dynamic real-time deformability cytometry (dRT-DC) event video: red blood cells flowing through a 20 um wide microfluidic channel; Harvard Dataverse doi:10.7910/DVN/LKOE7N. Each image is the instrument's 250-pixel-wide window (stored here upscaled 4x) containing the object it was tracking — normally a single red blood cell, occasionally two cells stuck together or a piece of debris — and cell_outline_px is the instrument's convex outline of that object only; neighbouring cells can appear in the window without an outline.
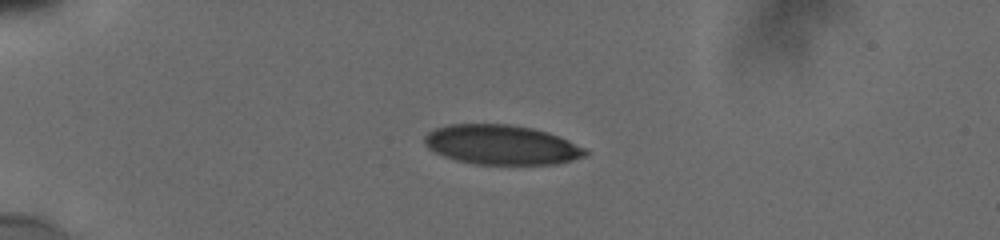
{"species": "human", "species_latin": "Homo sapiens", "temperature_condition": "cold", "stored_images_in_passage": 11, "camera_frame_rate_fps": 3000, "um_per_image_px": 0.085, "donor": {"sex": "male"}, "frame": {"image": 1, "passage_image": 7, "time_ms": 4.0, "image_size_px": [1000, 240], "cell_outline_px": [[588, 152], [584, 156], [572, 160], [556, 164], [476, 164], [456, 160], [444, 156], [428, 148], [424, 144], [424, 136], [428, 132], [436, 128], [448, 124], [504, 124], [532, 128], [548, 132], [584, 148]], "centroid_in_image_um": [42.58, 12.31], "position_along_channel_um": 42.4, "area_um2": 36.82}}